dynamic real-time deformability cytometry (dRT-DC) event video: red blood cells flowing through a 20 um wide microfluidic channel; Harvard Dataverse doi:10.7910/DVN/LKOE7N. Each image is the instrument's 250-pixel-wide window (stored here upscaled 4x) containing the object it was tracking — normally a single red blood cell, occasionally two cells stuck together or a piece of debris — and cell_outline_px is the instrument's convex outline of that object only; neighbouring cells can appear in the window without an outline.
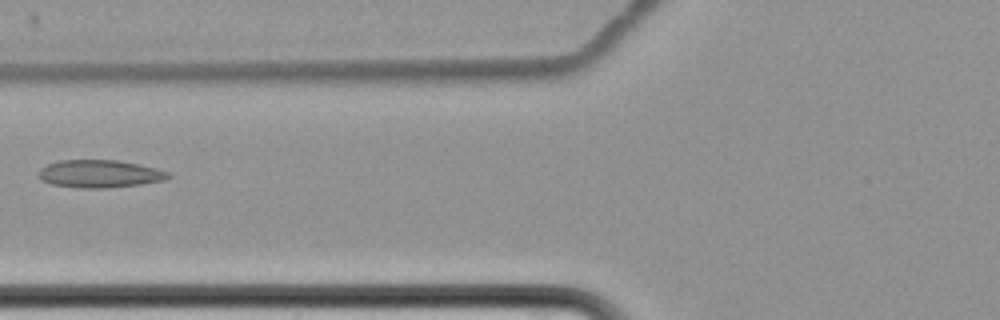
{"species": "common noctule bat (a hibernating species)", "species_latin": "Nyctalus noctula", "temperature_condition": "cold", "stored_images_in_passage": 11, "camera_frame_rate_fps": 3000, "um_per_image_px": 0.085, "animal": {"sex": "female", "body_mass_g": 22.7, "forearm_length_mm": 54.2}, "frame": {"image": 1, "passage_image": 7, "time_ms": 8.333, "image_size_px": [1000, 320], "cell_outline_px": [[172, 176], [164, 180], [140, 184], [108, 188], [80, 188], [52, 184], [40, 180], [40, 168], [48, 164], [60, 160], [116, 160], [156, 168], [172, 172]], "centroid_in_image_um": [8.5, 14.77], "position_along_channel_um": 117.3, "area_um2": 20.87}}
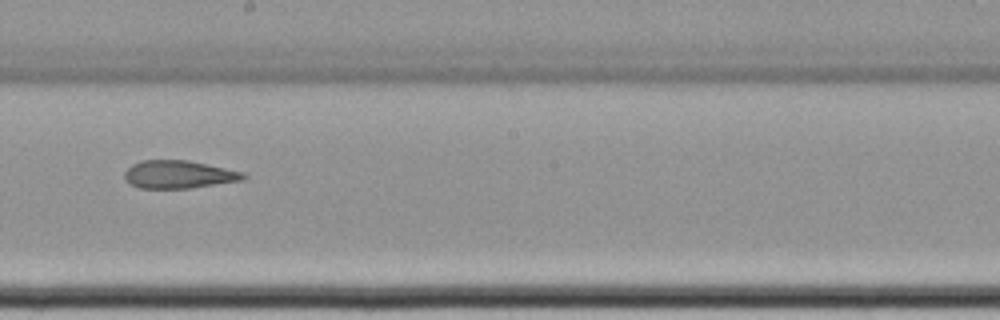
{"frame": {"image": 2, "passage_image": 10, "time_ms": 11.667, "image_size_px": [1000, 320], "cell_outline_px": [[248, 176], [244, 180], [192, 188], [140, 188], [124, 180], [124, 172], [132, 164], [140, 160], [188, 160], [244, 172]], "centroid_in_image_um": [15.2, 14.83], "position_along_channel_um": 233.0, "area_um2": 19.42}}
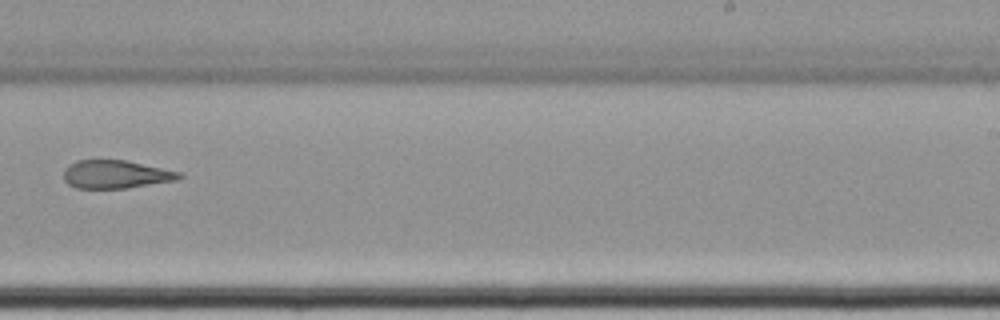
{"frame": {"image": 3, "passage_image": 11, "time_ms": 13.0, "image_size_px": [1000, 320], "cell_outline_px": [[184, 176], [180, 180], [128, 188], [76, 188], [68, 184], [64, 180], [64, 172], [76, 160], [128, 160], [180, 172]], "centroid_in_image_um": [9.91, 14.82], "position_along_channel_um": 279.1, "area_um2": 19.02}}